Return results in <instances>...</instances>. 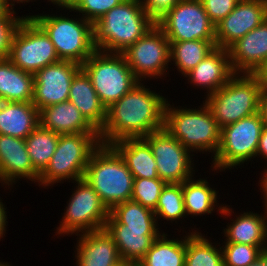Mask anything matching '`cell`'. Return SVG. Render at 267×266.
Instances as JSON below:
<instances>
[{"instance_id":"cell-1","label":"cell","mask_w":267,"mask_h":266,"mask_svg":"<svg viewBox=\"0 0 267 266\" xmlns=\"http://www.w3.org/2000/svg\"><path fill=\"white\" fill-rule=\"evenodd\" d=\"M145 86V81H140L106 109V120L99 131L101 144L144 137L164 128L167 97Z\"/></svg>"},{"instance_id":"cell-2","label":"cell","mask_w":267,"mask_h":266,"mask_svg":"<svg viewBox=\"0 0 267 266\" xmlns=\"http://www.w3.org/2000/svg\"><path fill=\"white\" fill-rule=\"evenodd\" d=\"M155 24L140 0H123L93 24V45L99 51L122 53Z\"/></svg>"},{"instance_id":"cell-3","label":"cell","mask_w":267,"mask_h":266,"mask_svg":"<svg viewBox=\"0 0 267 266\" xmlns=\"http://www.w3.org/2000/svg\"><path fill=\"white\" fill-rule=\"evenodd\" d=\"M195 108L175 107L166 102L164 110V128L192 153L212 154L214 158L220 146V133L211 110L203 101ZM183 107V108H182ZM191 108V109H190Z\"/></svg>"},{"instance_id":"cell-4","label":"cell","mask_w":267,"mask_h":266,"mask_svg":"<svg viewBox=\"0 0 267 266\" xmlns=\"http://www.w3.org/2000/svg\"><path fill=\"white\" fill-rule=\"evenodd\" d=\"M83 179L98 193L109 211L131 200L134 177L111 145L101 144L92 153Z\"/></svg>"},{"instance_id":"cell-5","label":"cell","mask_w":267,"mask_h":266,"mask_svg":"<svg viewBox=\"0 0 267 266\" xmlns=\"http://www.w3.org/2000/svg\"><path fill=\"white\" fill-rule=\"evenodd\" d=\"M101 145L99 132L59 134L57 148L47 168L39 175L38 185L46 189L57 183L84 178L92 153Z\"/></svg>"},{"instance_id":"cell-6","label":"cell","mask_w":267,"mask_h":266,"mask_svg":"<svg viewBox=\"0 0 267 266\" xmlns=\"http://www.w3.org/2000/svg\"><path fill=\"white\" fill-rule=\"evenodd\" d=\"M60 15L38 13L26 17H31L46 32L60 60L82 65L96 51L93 24L77 13L76 18Z\"/></svg>"},{"instance_id":"cell-7","label":"cell","mask_w":267,"mask_h":266,"mask_svg":"<svg viewBox=\"0 0 267 266\" xmlns=\"http://www.w3.org/2000/svg\"><path fill=\"white\" fill-rule=\"evenodd\" d=\"M261 83L255 74L235 73L219 90L203 100L219 128L258 113Z\"/></svg>"},{"instance_id":"cell-8","label":"cell","mask_w":267,"mask_h":266,"mask_svg":"<svg viewBox=\"0 0 267 266\" xmlns=\"http://www.w3.org/2000/svg\"><path fill=\"white\" fill-rule=\"evenodd\" d=\"M81 68L89 76L93 88L106 109L140 82L122 53L96 50L81 65Z\"/></svg>"},{"instance_id":"cell-9","label":"cell","mask_w":267,"mask_h":266,"mask_svg":"<svg viewBox=\"0 0 267 266\" xmlns=\"http://www.w3.org/2000/svg\"><path fill=\"white\" fill-rule=\"evenodd\" d=\"M263 128L259 113L221 128L220 146L210 163L212 171H231L234 167L238 169L242 164L253 161Z\"/></svg>"},{"instance_id":"cell-10","label":"cell","mask_w":267,"mask_h":266,"mask_svg":"<svg viewBox=\"0 0 267 266\" xmlns=\"http://www.w3.org/2000/svg\"><path fill=\"white\" fill-rule=\"evenodd\" d=\"M74 182L75 188L66 202L62 221L56 227V236L64 237L103 229L108 219L109 210L90 184L85 179Z\"/></svg>"},{"instance_id":"cell-11","label":"cell","mask_w":267,"mask_h":266,"mask_svg":"<svg viewBox=\"0 0 267 266\" xmlns=\"http://www.w3.org/2000/svg\"><path fill=\"white\" fill-rule=\"evenodd\" d=\"M8 59L31 74L60 61L51 39L31 17H24L16 28Z\"/></svg>"},{"instance_id":"cell-12","label":"cell","mask_w":267,"mask_h":266,"mask_svg":"<svg viewBox=\"0 0 267 266\" xmlns=\"http://www.w3.org/2000/svg\"><path fill=\"white\" fill-rule=\"evenodd\" d=\"M122 54L139 81L162 79L169 74L170 41L156 24Z\"/></svg>"},{"instance_id":"cell-13","label":"cell","mask_w":267,"mask_h":266,"mask_svg":"<svg viewBox=\"0 0 267 266\" xmlns=\"http://www.w3.org/2000/svg\"><path fill=\"white\" fill-rule=\"evenodd\" d=\"M154 155L158 177L166 184L183 183L195 175V156L165 128L142 137ZM194 174V175H193Z\"/></svg>"},{"instance_id":"cell-14","label":"cell","mask_w":267,"mask_h":266,"mask_svg":"<svg viewBox=\"0 0 267 266\" xmlns=\"http://www.w3.org/2000/svg\"><path fill=\"white\" fill-rule=\"evenodd\" d=\"M156 25L169 41L215 40V25L201 0H180Z\"/></svg>"},{"instance_id":"cell-15","label":"cell","mask_w":267,"mask_h":266,"mask_svg":"<svg viewBox=\"0 0 267 266\" xmlns=\"http://www.w3.org/2000/svg\"><path fill=\"white\" fill-rule=\"evenodd\" d=\"M81 69V65L74 61L60 60L47 65L34 74V89L32 103L41 109L69 99L72 79Z\"/></svg>"},{"instance_id":"cell-16","label":"cell","mask_w":267,"mask_h":266,"mask_svg":"<svg viewBox=\"0 0 267 266\" xmlns=\"http://www.w3.org/2000/svg\"><path fill=\"white\" fill-rule=\"evenodd\" d=\"M267 19V0H240L215 26L216 47L228 49Z\"/></svg>"},{"instance_id":"cell-17","label":"cell","mask_w":267,"mask_h":266,"mask_svg":"<svg viewBox=\"0 0 267 266\" xmlns=\"http://www.w3.org/2000/svg\"><path fill=\"white\" fill-rule=\"evenodd\" d=\"M39 173L34 169L27 152L25 139L0 134V183L3 188L12 189L18 180L28 183L39 181ZM5 186V187H4Z\"/></svg>"},{"instance_id":"cell-18","label":"cell","mask_w":267,"mask_h":266,"mask_svg":"<svg viewBox=\"0 0 267 266\" xmlns=\"http://www.w3.org/2000/svg\"><path fill=\"white\" fill-rule=\"evenodd\" d=\"M234 74L228 49L216 47L183 77L191 86L206 90L204 96L208 97L223 87Z\"/></svg>"},{"instance_id":"cell-19","label":"cell","mask_w":267,"mask_h":266,"mask_svg":"<svg viewBox=\"0 0 267 266\" xmlns=\"http://www.w3.org/2000/svg\"><path fill=\"white\" fill-rule=\"evenodd\" d=\"M228 51L235 73L255 74L267 59V19L233 43Z\"/></svg>"},{"instance_id":"cell-20","label":"cell","mask_w":267,"mask_h":266,"mask_svg":"<svg viewBox=\"0 0 267 266\" xmlns=\"http://www.w3.org/2000/svg\"><path fill=\"white\" fill-rule=\"evenodd\" d=\"M76 236V266H113L122 260L113 237L105 228Z\"/></svg>"},{"instance_id":"cell-21","label":"cell","mask_w":267,"mask_h":266,"mask_svg":"<svg viewBox=\"0 0 267 266\" xmlns=\"http://www.w3.org/2000/svg\"><path fill=\"white\" fill-rule=\"evenodd\" d=\"M104 228L113 237L121 259L136 264L162 234L161 229H125V225L120 224L110 213Z\"/></svg>"},{"instance_id":"cell-22","label":"cell","mask_w":267,"mask_h":266,"mask_svg":"<svg viewBox=\"0 0 267 266\" xmlns=\"http://www.w3.org/2000/svg\"><path fill=\"white\" fill-rule=\"evenodd\" d=\"M194 178L195 177H192L182 183L184 209L187 218H189V215H192L193 218L198 215H210L215 210H217L216 212L221 214L225 219L231 217L232 213H234L233 208H231L230 205L218 203L219 191H216L214 187H211L212 185L207 181V177L206 179Z\"/></svg>"},{"instance_id":"cell-23","label":"cell","mask_w":267,"mask_h":266,"mask_svg":"<svg viewBox=\"0 0 267 266\" xmlns=\"http://www.w3.org/2000/svg\"><path fill=\"white\" fill-rule=\"evenodd\" d=\"M68 101L79 109L98 132L101 130L106 120V108L93 88L89 76L82 68L72 79Z\"/></svg>"},{"instance_id":"cell-24","label":"cell","mask_w":267,"mask_h":266,"mask_svg":"<svg viewBox=\"0 0 267 266\" xmlns=\"http://www.w3.org/2000/svg\"><path fill=\"white\" fill-rule=\"evenodd\" d=\"M39 119L42 127L58 134L98 132L69 101L41 109Z\"/></svg>"},{"instance_id":"cell-25","label":"cell","mask_w":267,"mask_h":266,"mask_svg":"<svg viewBox=\"0 0 267 266\" xmlns=\"http://www.w3.org/2000/svg\"><path fill=\"white\" fill-rule=\"evenodd\" d=\"M39 124V110L32 102L0 101L1 135L26 139Z\"/></svg>"},{"instance_id":"cell-26","label":"cell","mask_w":267,"mask_h":266,"mask_svg":"<svg viewBox=\"0 0 267 266\" xmlns=\"http://www.w3.org/2000/svg\"><path fill=\"white\" fill-rule=\"evenodd\" d=\"M110 145L123 158L134 178H159L154 155L142 137L124 138Z\"/></svg>"},{"instance_id":"cell-27","label":"cell","mask_w":267,"mask_h":266,"mask_svg":"<svg viewBox=\"0 0 267 266\" xmlns=\"http://www.w3.org/2000/svg\"><path fill=\"white\" fill-rule=\"evenodd\" d=\"M241 212L223 229L224 242L249 245H267V212Z\"/></svg>"},{"instance_id":"cell-28","label":"cell","mask_w":267,"mask_h":266,"mask_svg":"<svg viewBox=\"0 0 267 266\" xmlns=\"http://www.w3.org/2000/svg\"><path fill=\"white\" fill-rule=\"evenodd\" d=\"M34 74L15 66L8 58L0 59V101L32 102Z\"/></svg>"},{"instance_id":"cell-29","label":"cell","mask_w":267,"mask_h":266,"mask_svg":"<svg viewBox=\"0 0 267 266\" xmlns=\"http://www.w3.org/2000/svg\"><path fill=\"white\" fill-rule=\"evenodd\" d=\"M167 236L163 232L156 238L137 266H185L186 235L181 239Z\"/></svg>"},{"instance_id":"cell-30","label":"cell","mask_w":267,"mask_h":266,"mask_svg":"<svg viewBox=\"0 0 267 266\" xmlns=\"http://www.w3.org/2000/svg\"><path fill=\"white\" fill-rule=\"evenodd\" d=\"M215 48V40L170 41V62L184 76Z\"/></svg>"},{"instance_id":"cell-31","label":"cell","mask_w":267,"mask_h":266,"mask_svg":"<svg viewBox=\"0 0 267 266\" xmlns=\"http://www.w3.org/2000/svg\"><path fill=\"white\" fill-rule=\"evenodd\" d=\"M191 231L186 233L185 266H224L220 241L213 243L198 229Z\"/></svg>"},{"instance_id":"cell-32","label":"cell","mask_w":267,"mask_h":266,"mask_svg":"<svg viewBox=\"0 0 267 266\" xmlns=\"http://www.w3.org/2000/svg\"><path fill=\"white\" fill-rule=\"evenodd\" d=\"M59 140V134L40 124L26 137L27 152L34 169L41 174L48 166Z\"/></svg>"},{"instance_id":"cell-33","label":"cell","mask_w":267,"mask_h":266,"mask_svg":"<svg viewBox=\"0 0 267 266\" xmlns=\"http://www.w3.org/2000/svg\"><path fill=\"white\" fill-rule=\"evenodd\" d=\"M109 213L125 229H160L154 211L132 200L116 205Z\"/></svg>"},{"instance_id":"cell-34","label":"cell","mask_w":267,"mask_h":266,"mask_svg":"<svg viewBox=\"0 0 267 266\" xmlns=\"http://www.w3.org/2000/svg\"><path fill=\"white\" fill-rule=\"evenodd\" d=\"M154 213L157 222L161 218V221L164 219L171 223L187 218L184 209L182 183H168L163 187Z\"/></svg>"},{"instance_id":"cell-35","label":"cell","mask_w":267,"mask_h":266,"mask_svg":"<svg viewBox=\"0 0 267 266\" xmlns=\"http://www.w3.org/2000/svg\"><path fill=\"white\" fill-rule=\"evenodd\" d=\"M224 244V245H223ZM224 266H249L267 250V245L221 243Z\"/></svg>"},{"instance_id":"cell-36","label":"cell","mask_w":267,"mask_h":266,"mask_svg":"<svg viewBox=\"0 0 267 266\" xmlns=\"http://www.w3.org/2000/svg\"><path fill=\"white\" fill-rule=\"evenodd\" d=\"M165 185L166 183L160 178H134L131 200L154 211Z\"/></svg>"},{"instance_id":"cell-37","label":"cell","mask_w":267,"mask_h":266,"mask_svg":"<svg viewBox=\"0 0 267 266\" xmlns=\"http://www.w3.org/2000/svg\"><path fill=\"white\" fill-rule=\"evenodd\" d=\"M123 0H72L69 12H77L87 21L94 24L104 14L115 6L119 5Z\"/></svg>"},{"instance_id":"cell-38","label":"cell","mask_w":267,"mask_h":266,"mask_svg":"<svg viewBox=\"0 0 267 266\" xmlns=\"http://www.w3.org/2000/svg\"><path fill=\"white\" fill-rule=\"evenodd\" d=\"M25 16H0V59L8 58L12 36Z\"/></svg>"},{"instance_id":"cell-39","label":"cell","mask_w":267,"mask_h":266,"mask_svg":"<svg viewBox=\"0 0 267 266\" xmlns=\"http://www.w3.org/2000/svg\"><path fill=\"white\" fill-rule=\"evenodd\" d=\"M239 1L240 0H201L204 10L215 26L235 8Z\"/></svg>"},{"instance_id":"cell-40","label":"cell","mask_w":267,"mask_h":266,"mask_svg":"<svg viewBox=\"0 0 267 266\" xmlns=\"http://www.w3.org/2000/svg\"><path fill=\"white\" fill-rule=\"evenodd\" d=\"M180 0H140L146 13L157 22Z\"/></svg>"},{"instance_id":"cell-41","label":"cell","mask_w":267,"mask_h":266,"mask_svg":"<svg viewBox=\"0 0 267 266\" xmlns=\"http://www.w3.org/2000/svg\"><path fill=\"white\" fill-rule=\"evenodd\" d=\"M258 113L264 125H267V88L261 87Z\"/></svg>"},{"instance_id":"cell-42","label":"cell","mask_w":267,"mask_h":266,"mask_svg":"<svg viewBox=\"0 0 267 266\" xmlns=\"http://www.w3.org/2000/svg\"><path fill=\"white\" fill-rule=\"evenodd\" d=\"M261 157L264 160L267 161V125H264V128L262 130L260 139H259V145L256 152V157ZM267 163V162H266Z\"/></svg>"},{"instance_id":"cell-43","label":"cell","mask_w":267,"mask_h":266,"mask_svg":"<svg viewBox=\"0 0 267 266\" xmlns=\"http://www.w3.org/2000/svg\"><path fill=\"white\" fill-rule=\"evenodd\" d=\"M267 165V164H266ZM267 167H265V169L263 171H261V178H259V184L258 186H260V192L261 195L263 196V198L261 197V199L263 200L262 202L264 203L263 207H265V211L267 212Z\"/></svg>"},{"instance_id":"cell-44","label":"cell","mask_w":267,"mask_h":266,"mask_svg":"<svg viewBox=\"0 0 267 266\" xmlns=\"http://www.w3.org/2000/svg\"><path fill=\"white\" fill-rule=\"evenodd\" d=\"M3 200L0 198V241L1 238H3L6 234V228H7V211H5L7 208L5 207L6 205H4L5 203L2 202Z\"/></svg>"},{"instance_id":"cell-45","label":"cell","mask_w":267,"mask_h":266,"mask_svg":"<svg viewBox=\"0 0 267 266\" xmlns=\"http://www.w3.org/2000/svg\"><path fill=\"white\" fill-rule=\"evenodd\" d=\"M262 87L267 88V59L264 61L262 66L255 73Z\"/></svg>"},{"instance_id":"cell-46","label":"cell","mask_w":267,"mask_h":266,"mask_svg":"<svg viewBox=\"0 0 267 266\" xmlns=\"http://www.w3.org/2000/svg\"><path fill=\"white\" fill-rule=\"evenodd\" d=\"M51 1V2H50ZM47 2H50V4L52 3L53 6L56 5V8H61L60 10H64L65 12L71 8L72 5V0H47Z\"/></svg>"},{"instance_id":"cell-47","label":"cell","mask_w":267,"mask_h":266,"mask_svg":"<svg viewBox=\"0 0 267 266\" xmlns=\"http://www.w3.org/2000/svg\"><path fill=\"white\" fill-rule=\"evenodd\" d=\"M16 11H12L5 3V0H0V16H14Z\"/></svg>"},{"instance_id":"cell-48","label":"cell","mask_w":267,"mask_h":266,"mask_svg":"<svg viewBox=\"0 0 267 266\" xmlns=\"http://www.w3.org/2000/svg\"><path fill=\"white\" fill-rule=\"evenodd\" d=\"M249 266H267V250L258 257V259Z\"/></svg>"},{"instance_id":"cell-49","label":"cell","mask_w":267,"mask_h":266,"mask_svg":"<svg viewBox=\"0 0 267 266\" xmlns=\"http://www.w3.org/2000/svg\"><path fill=\"white\" fill-rule=\"evenodd\" d=\"M34 2L33 0H5V3H6V5L12 10V11H15L14 9V6L16 5V4H20V3H24L25 4V2L26 3H29V2ZM17 2V3H16ZM16 3V4H15Z\"/></svg>"},{"instance_id":"cell-50","label":"cell","mask_w":267,"mask_h":266,"mask_svg":"<svg viewBox=\"0 0 267 266\" xmlns=\"http://www.w3.org/2000/svg\"><path fill=\"white\" fill-rule=\"evenodd\" d=\"M113 266H137V264L135 262L126 261L122 259L121 261H119Z\"/></svg>"},{"instance_id":"cell-51","label":"cell","mask_w":267,"mask_h":266,"mask_svg":"<svg viewBox=\"0 0 267 266\" xmlns=\"http://www.w3.org/2000/svg\"><path fill=\"white\" fill-rule=\"evenodd\" d=\"M0 266H12V265L8 262H5V261L3 262L0 260Z\"/></svg>"}]
</instances>
